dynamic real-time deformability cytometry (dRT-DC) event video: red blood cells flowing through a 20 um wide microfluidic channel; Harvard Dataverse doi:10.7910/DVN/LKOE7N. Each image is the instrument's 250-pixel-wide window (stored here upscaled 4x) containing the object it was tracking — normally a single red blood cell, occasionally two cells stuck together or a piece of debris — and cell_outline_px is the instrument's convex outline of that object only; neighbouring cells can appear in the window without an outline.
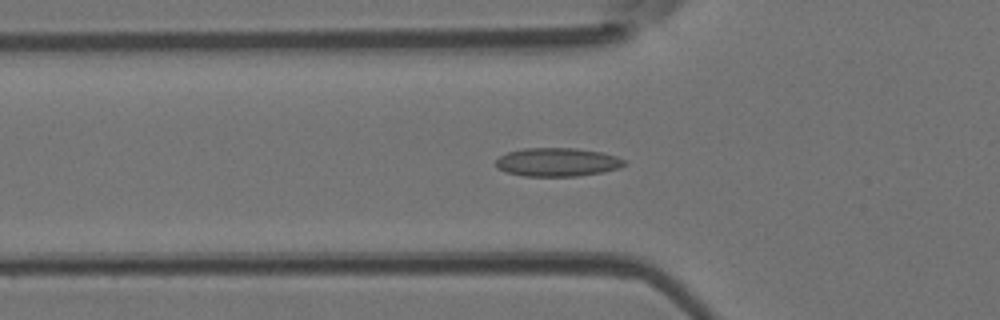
{"species": "Egyptian fruit bat (a non-hibernating species)", "species_latin": "Rousettus aegyptiacus", "temperature_condition": "room temperature", "stored_images_in_passage": 51, "segment_of_instrument_passage": [1, 2], "camera_frame_rate_fps": 3000, "um_per_image_px": 0.085, "animal": {"sex": "female"}, "frame": {"image": 1, "passage_image": 17, "time_ms": 5.333, "image_size_px": [1000, 320], "cell_outline_px": [[628, 164], [620, 168], [604, 172], [576, 176], [524, 176], [508, 172], [496, 168], [496, 160], [500, 156], [508, 152], [524, 148], [576, 148], [600, 152], [616, 156], [624, 160]], "centroid_in_image_um": [47.4, 13.78], "position_along_channel_um": 78.4, "area_um2": 21.39}}
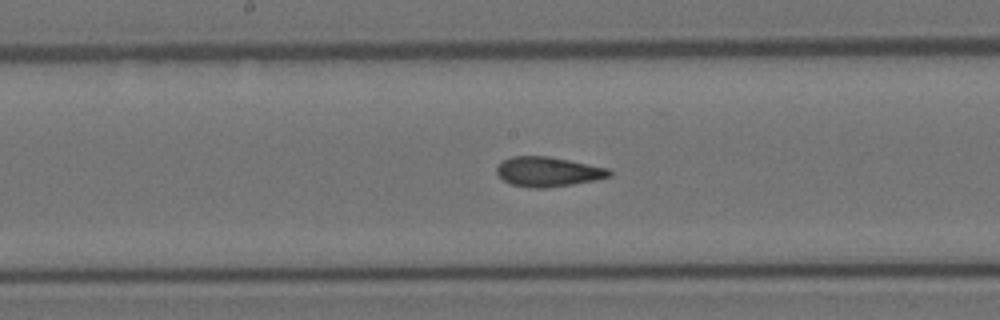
{"frame": {"image": 2, "passage_image": 26, "time_ms": 8.333, "image_size_px": [1000, 320], "cell_outline_px": [[612, 176], [596, 180], [548, 188], [532, 188], [512, 184], [504, 180], [496, 172], [496, 168], [504, 160], [512, 156], [548, 156], [608, 168], [612, 172]], "centroid_in_image_um": [46.6, 14.6], "position_along_channel_um": 201.6, "area_um2": 19.36}}
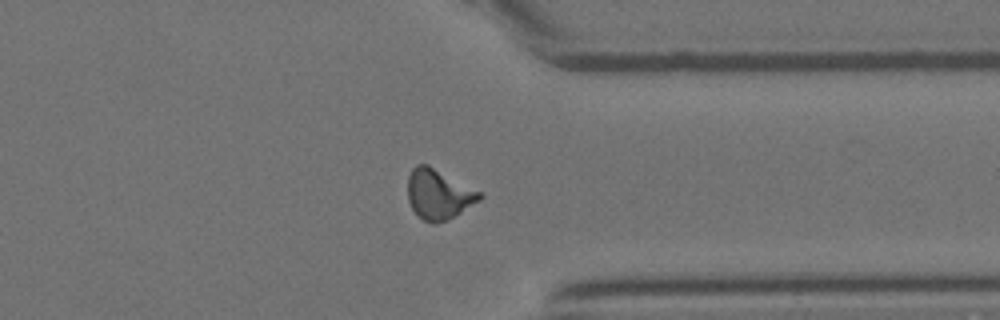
{"frame": {"image": 3, "passage_image": 39, "time_ms": 12.667, "image_size_px": [1000, 320], "cell_outline_px": [[484, 196], [480, 200], [460, 212], [436, 224], [432, 224], [424, 220], [412, 208], [408, 200], [408, 176], [412, 168], [416, 164], [428, 164], [480, 192]], "centroid_in_image_um": [37.25, 16.49], "position_along_channel_um": 374.1, "area_um2": 20.58}}